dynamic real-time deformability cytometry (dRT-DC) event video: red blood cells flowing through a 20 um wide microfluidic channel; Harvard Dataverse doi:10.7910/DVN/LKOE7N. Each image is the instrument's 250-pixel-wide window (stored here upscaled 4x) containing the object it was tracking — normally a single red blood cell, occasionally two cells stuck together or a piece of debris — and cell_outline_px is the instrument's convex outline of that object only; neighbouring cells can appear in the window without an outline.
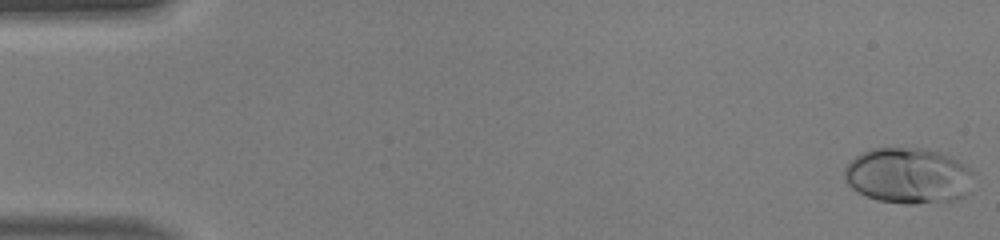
{"species": "human", "species_latin": "Homo sapiens", "temperature_condition": "warm", "stored_images_in_passage": 49, "camera_frame_rate_fps": 3000, "um_per_image_px": 0.085, "donor": {"sex": "male"}, "frame": {"image": 1, "passage_image": 1, "time_ms": 0.0, "image_size_px": [1000, 240], "cell_outline_px": [[972, 176], [968, 192], [964, 196], [956, 200], [916, 204], [904, 204], [880, 200], [868, 196], [852, 188], [848, 184], [844, 176], [844, 168], [856, 156], [872, 148], [924, 148], [940, 152], [952, 156], [968, 164], [972, 172]], "centroid_in_image_um": [77.25, 14.92], "position_along_channel_um": 7.8, "area_um2": 42.14}}
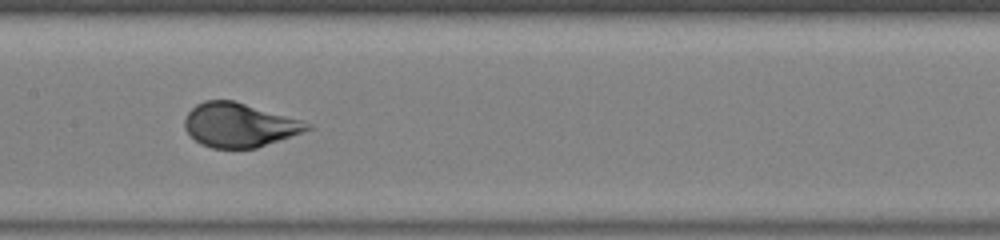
{"frame": {"image": 2, "passage_image": 25, "time_ms": 8.0, "image_size_px": [1000, 240], "cell_outline_px": [[312, 128], [256, 148], [212, 148], [200, 144], [184, 128], [184, 120], [188, 112], [196, 104], [204, 100], [232, 100], [300, 120], [312, 124]], "centroid_in_image_um": [20.28, 10.63], "position_along_channel_um": 187.1, "area_um2": 30.92}}
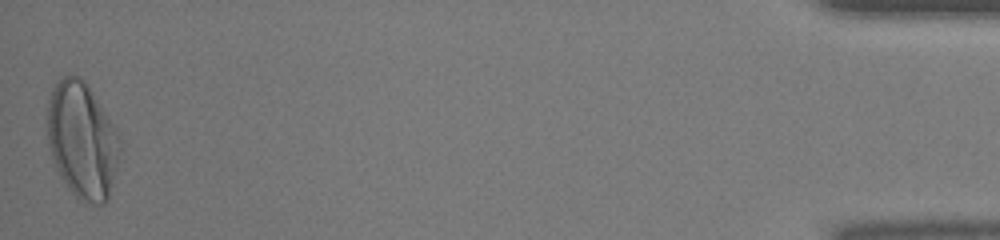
{"frame": {"image": 3, "passage_image": 49, "time_ms": 16.0, "image_size_px": [1000, 240], "cell_outline_px": [[120, 152], [108, 200], [104, 204], [84, 204], [76, 200], [68, 188], [56, 168], [52, 160], [48, 144], [48, 100], [52, 88], [56, 80], [60, 76], [80, 76], [84, 80], [116, 128], [120, 140]], "centroid_in_image_um": [6.97, 11.95], "position_along_channel_um": 428.2, "area_um2": 49.48}, "authors_computed_cell_mechanics": {"area_um2": 34.2754, "velocity_mm_per_s": 4.177, "shape_relaxation_time_tau1_ms": 2.9057, "shape_relaxation_time_tau2_ms": null, "deformation_change_tau1": 0.216, "deformation_change_tau2": null}}